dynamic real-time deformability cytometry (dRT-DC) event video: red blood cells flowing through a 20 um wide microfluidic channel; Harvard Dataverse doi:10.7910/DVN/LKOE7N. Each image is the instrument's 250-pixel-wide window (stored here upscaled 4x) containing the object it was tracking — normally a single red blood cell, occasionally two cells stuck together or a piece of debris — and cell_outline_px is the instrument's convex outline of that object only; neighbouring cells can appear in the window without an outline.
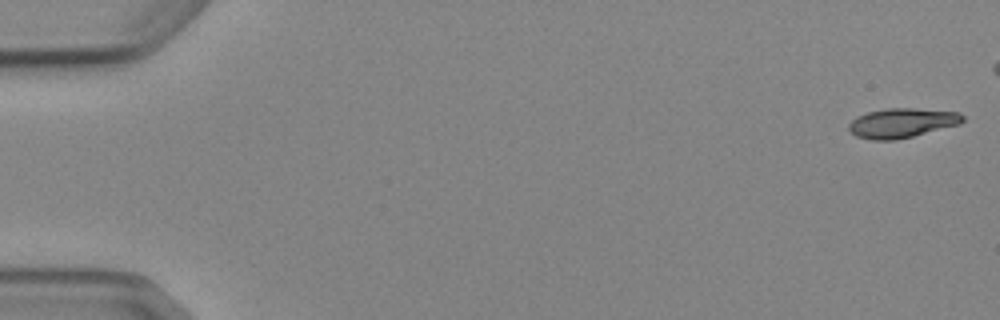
{"species": "Egyptian fruit bat (a non-hibernating species)", "species_latin": "Rousettus aegyptiacus", "temperature_condition": "cold", "stored_images_in_passage": 7, "camera_frame_rate_fps": 3000, "um_per_image_px": 0.085, "animal": {"sex": "female"}, "frame": {"image": 1, "passage_image": 1, "time_ms": 0.0, "image_size_px": [1000, 320], "cell_outline_px": [[964, 120], [960, 124], [896, 140], [872, 140], [856, 136], [848, 128], [848, 124], [856, 116], [868, 112], [888, 108], [912, 108], [960, 112], [964, 116]], "centroid_in_image_um": [76.66, 10.45], "position_along_channel_um": 8.3, "area_um2": 19.54}}
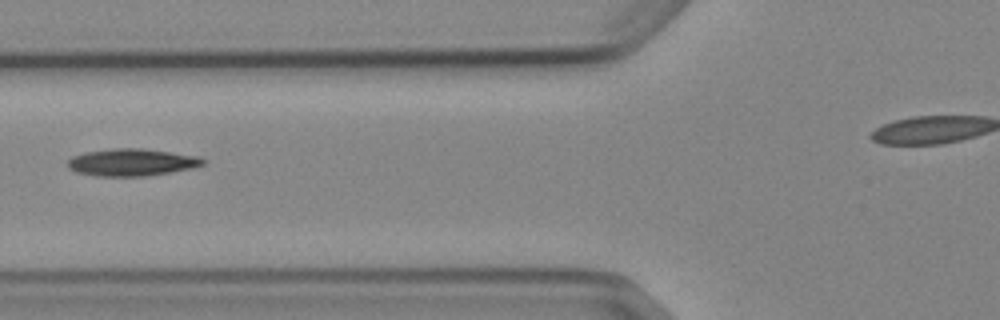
{"frame": {"image": 2, "passage_image": 6, "time_ms": 6.667, "image_size_px": [1000, 320], "cell_outline_px": [[204, 164], [192, 168], [172, 172], [148, 176], [96, 176], [76, 172], [68, 168], [68, 160], [72, 156], [84, 152], [116, 148], [140, 148], [196, 156], [204, 160]], "centroid_in_image_um": [11.15, 13.8], "position_along_channel_um": 114.6, "area_um2": 21.33}}